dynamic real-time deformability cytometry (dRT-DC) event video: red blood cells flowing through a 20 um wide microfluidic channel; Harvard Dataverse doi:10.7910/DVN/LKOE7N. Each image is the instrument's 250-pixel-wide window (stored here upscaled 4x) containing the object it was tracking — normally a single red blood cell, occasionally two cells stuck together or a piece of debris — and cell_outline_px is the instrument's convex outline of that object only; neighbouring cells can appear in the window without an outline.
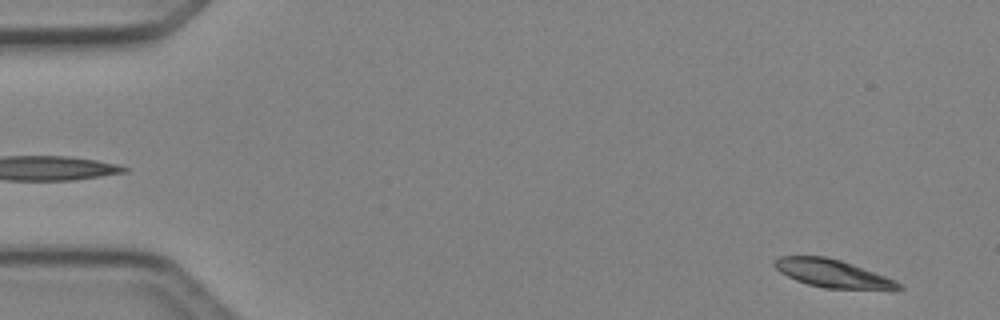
{"species": "Egyptian fruit bat (a non-hibernating species)", "species_latin": "Rousettus aegyptiacus", "temperature_condition": "cold", "stored_images_in_passage": 48, "camera_frame_rate_fps": 3000, "um_per_image_px": 0.085, "animal": {"sex": "female"}, "frame": {"image": 1, "passage_image": 3, "time_ms": 0.667, "image_size_px": [1000, 320], "cell_outline_px": [[904, 288], [824, 288], [808, 284], [796, 280], [780, 272], [772, 264], [772, 260], [780, 256], [824, 256], [840, 260], [852, 264], [896, 280]], "centroid_in_image_um": [70.66, 23.21], "position_along_channel_um": 14.3, "area_um2": 19.65}}
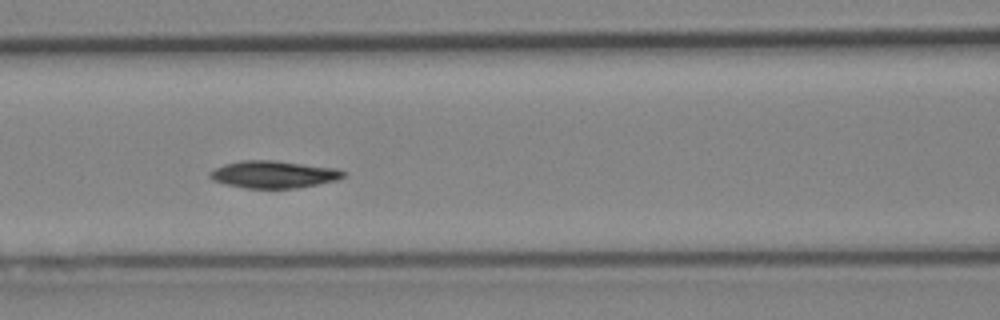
{"frame": {"image": 2, "passage_image": 21, "time_ms": 6.667, "image_size_px": [1000, 320], "cell_outline_px": [[348, 172], [344, 176], [336, 180], [296, 188], [244, 188], [212, 180], [208, 176], [208, 172], [224, 164], [244, 160], [276, 160], [336, 168]], "centroid_in_image_um": [23.25, 14.81], "position_along_channel_um": 143.3, "area_um2": 21.15}}
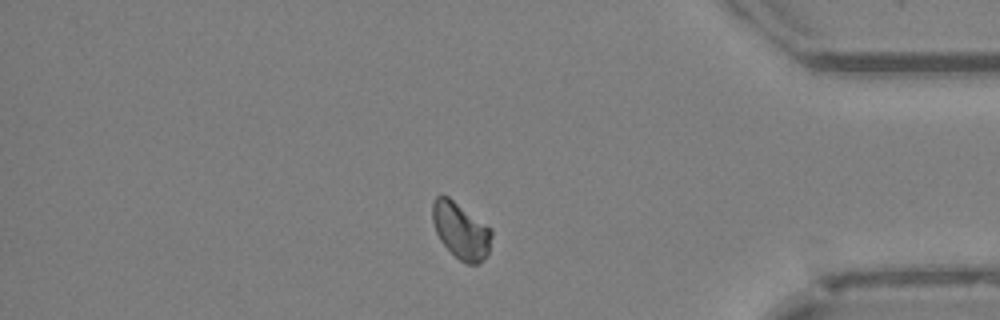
{"frame": {"image": 3, "passage_image": 41, "time_ms": 13.333, "image_size_px": [1000, 320], "cell_outline_px": [[492, 236], [488, 252], [484, 260], [476, 264], [468, 264], [460, 260], [440, 240], [436, 232], [432, 220], [432, 204], [436, 196], [448, 196], [492, 228]], "centroid_in_image_um": [39.18, 19.59], "position_along_channel_um": 396.0, "area_um2": 19.31}, "authors_computed_cell_mechanics": {"area_um2": 20.4034, "velocity_mm_per_s": 4.1985, "shape_relaxation_time_tau1_ms": 4.3677, "shape_relaxation_time_tau2_ms": null, "deformation_change_tau1": 0.07, "deformation_change_tau2": null}}